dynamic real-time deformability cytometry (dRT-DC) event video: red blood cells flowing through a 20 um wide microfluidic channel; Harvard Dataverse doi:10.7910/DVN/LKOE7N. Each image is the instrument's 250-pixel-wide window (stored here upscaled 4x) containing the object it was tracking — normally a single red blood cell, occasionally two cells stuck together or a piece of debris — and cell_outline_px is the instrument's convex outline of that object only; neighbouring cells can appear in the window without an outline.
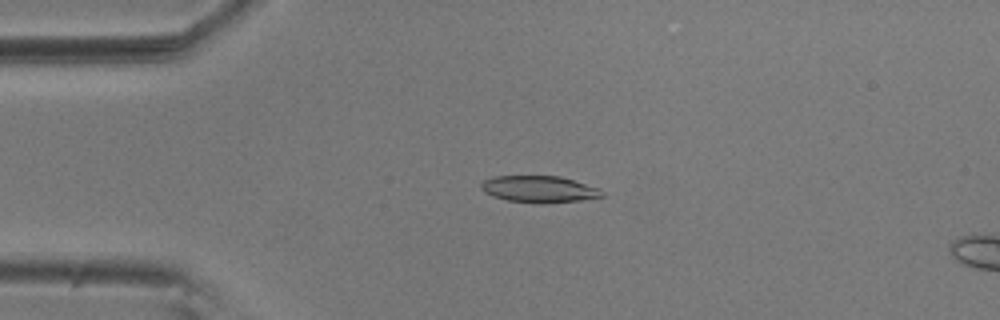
{"species": "common noctule bat (a hibernating species)", "species_latin": "Nyctalus noctula", "temperature_condition": "room temperature", "stored_images_in_passage": 51, "camera_frame_rate_fps": 3000, "um_per_image_px": 0.085, "animal": {"sex": "male", "body_mass_g": 20.5, "forearm_length_mm": 52.5}, "frame": {"image": 1, "passage_image": 8, "time_ms": 2.333, "image_size_px": [1000, 320], "cell_outline_px": [[604, 196], [580, 200], [544, 204], [540, 204], [508, 200], [492, 196], [484, 192], [480, 188], [480, 184], [484, 180], [492, 176], [560, 176], [600, 188], [604, 192]], "centroid_in_image_um": [45.82, 16.08], "position_along_channel_um": 39.2, "area_um2": 18.96}}
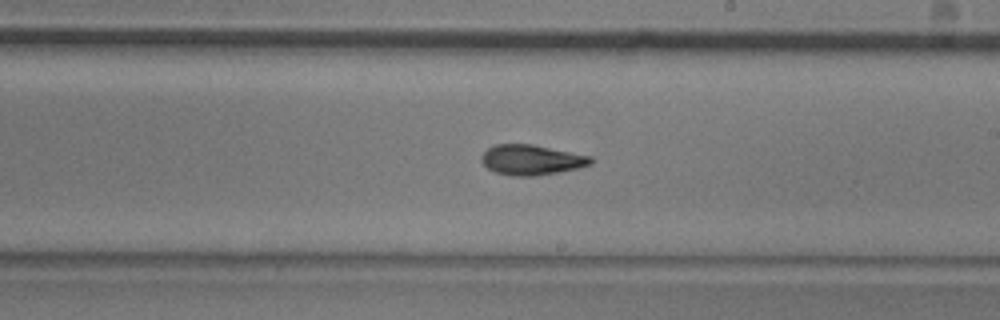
{"frame": {"image": 2, "passage_image": 27, "time_ms": 8.667, "image_size_px": [1000, 320], "cell_outline_px": [[592, 164], [560, 172], [536, 176], [512, 176], [496, 172], [488, 168], [480, 160], [480, 156], [488, 148], [496, 144], [532, 144], [592, 156]], "centroid_in_image_um": [45.17, 13.59], "position_along_channel_um": 243.8, "area_um2": 19.25}}
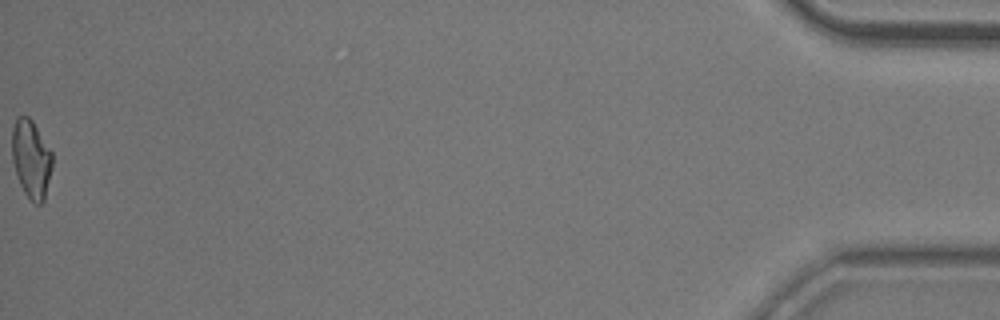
{"frame": {"image": 3, "passage_image": 51, "time_ms": 16.667, "image_size_px": [1000, 320], "cell_outline_px": [[52, 168], [44, 200], [40, 204], [36, 204], [24, 192], [20, 184], [12, 160], [12, 128], [16, 116], [28, 116], [32, 120], [52, 152]], "centroid_in_image_um": [2.64, 13.48], "position_along_channel_um": 432.6, "area_um2": 18.26}, "authors_computed_cell_mechanics": {"area_um2": 18.7272, "velocity_mm_per_s": 3.6439, "shape_relaxation_time_tau1_ms": 4.7488, "shape_relaxation_time_tau2_ms": 3.7098, "deformation_change_tau1": 0.1722, "deformation_change_tau2": 0.0827}}